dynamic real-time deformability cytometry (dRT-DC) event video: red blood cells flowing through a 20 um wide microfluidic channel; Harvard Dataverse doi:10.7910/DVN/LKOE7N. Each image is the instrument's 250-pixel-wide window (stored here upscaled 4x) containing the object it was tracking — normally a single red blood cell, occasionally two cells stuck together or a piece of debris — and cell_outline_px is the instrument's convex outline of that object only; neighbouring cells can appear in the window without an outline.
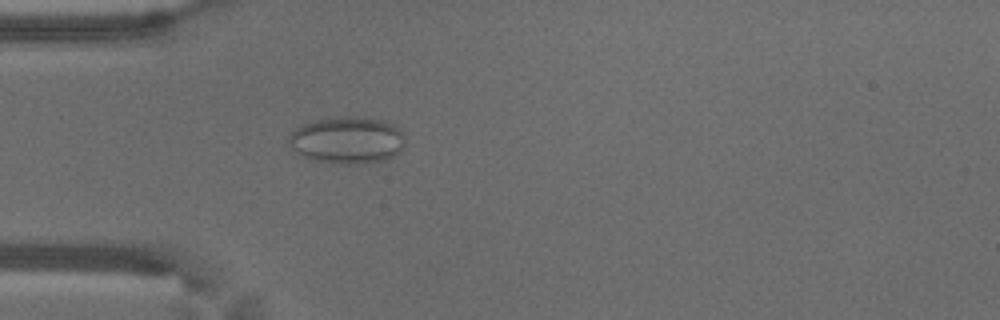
{"species": "common noctule bat (a hibernating species)", "species_latin": "Nyctalus noctula", "temperature_condition": "warm", "stored_images_in_passage": 56, "camera_frame_rate_fps": 3000, "um_per_image_px": 0.085, "animal": {"sex": "male", "body_mass_g": 18.8}, "frame": {"image": 1, "passage_image": 17, "time_ms": 5.333, "image_size_px": [1000, 320], "cell_outline_px": [[404, 148], [400, 152], [384, 160], [364, 164], [332, 164], [312, 160], [296, 152], [292, 148], [288, 140], [288, 136], [300, 124], [316, 120], [336, 116], [364, 116], [380, 120], [392, 124], [404, 136]], "centroid_in_image_um": [29.49, 11.92], "position_along_channel_um": 55.5, "area_um2": 32.25}}
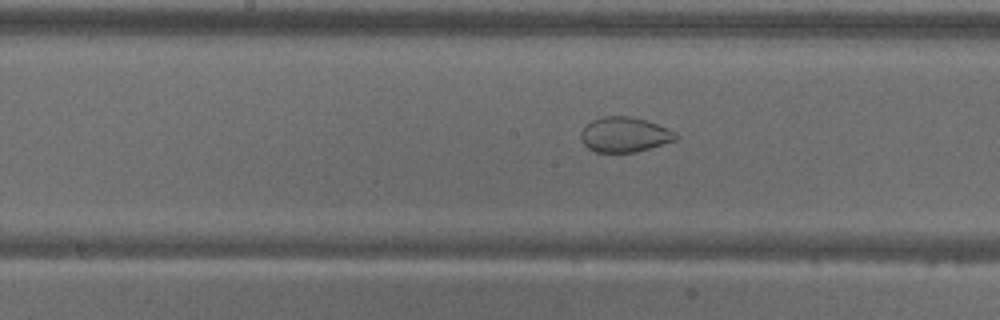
{"frame": {"image": 2, "passage_image": 29, "time_ms": 9.333, "image_size_px": [1000, 320], "cell_outline_px": [[680, 136], [676, 140], [636, 152], [596, 152], [588, 148], [584, 144], [580, 136], [580, 132], [592, 120], [604, 116], [628, 116], [644, 120], [668, 128], [676, 132]], "centroid_in_image_um": [53.1, 11.45], "position_along_channel_um": 195.1, "area_um2": 19.25}}
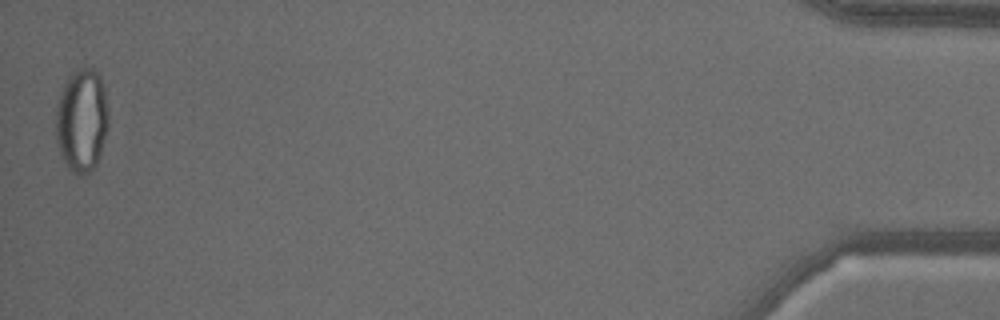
{"frame": {"image": 3, "passage_image": 56, "time_ms": 18.333, "image_size_px": [1000, 320], "cell_outline_px": [[108, 128], [100, 156], [96, 164], [88, 172], [80, 176], [76, 176], [68, 168], [60, 152], [56, 140], [56, 104], [60, 92], [68, 76], [80, 68], [92, 68], [100, 76], [104, 88], [108, 112]], "centroid_in_image_um": [6.95, 10.24], "position_along_channel_um": 428.3, "area_um2": 31.85}, "authors_computed_cell_mechanics": {"area_um2": 27.1371, "velocity_mm_per_s": 3.6028, "shape_relaxation_time_tau1_ms": null, "shape_relaxation_time_tau2_ms": 1.292, "deformation_change_tau1": null, "deformation_change_tau2": 0.052}}